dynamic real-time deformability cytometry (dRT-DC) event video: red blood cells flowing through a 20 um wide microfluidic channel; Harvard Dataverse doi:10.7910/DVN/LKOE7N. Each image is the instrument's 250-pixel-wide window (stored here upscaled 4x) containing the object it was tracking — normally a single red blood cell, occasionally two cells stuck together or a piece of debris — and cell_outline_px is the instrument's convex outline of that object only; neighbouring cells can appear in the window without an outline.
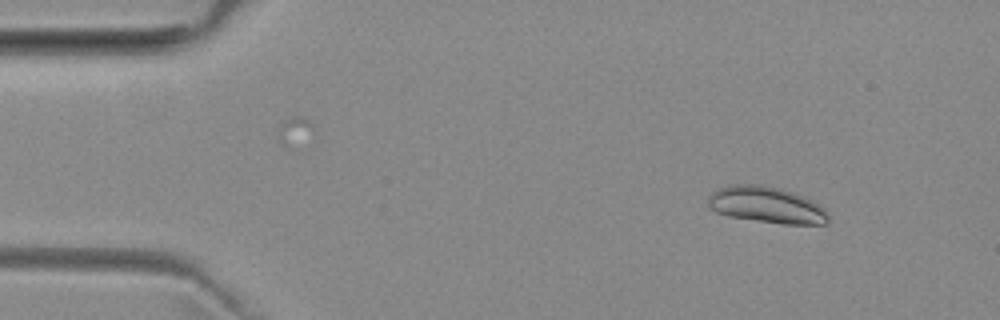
{"species": "common noctule bat (a hibernating species)", "species_latin": "Nyctalus noctula", "temperature_condition": "room temperature", "stored_images_in_passage": 49, "camera_frame_rate_fps": 3000, "um_per_image_px": 0.085, "animal": {"sex": "female", "body_mass_g": 29.2, "forearm_length_mm": 56.3}, "frame": {"image": 1, "passage_image": 4, "time_ms": 1.0, "image_size_px": [1000, 320], "cell_outline_px": [[824, 216], [816, 224], [796, 224], [764, 220], [736, 216], [720, 212], [724, 192], [740, 188], [748, 188], [776, 192], [800, 200], [816, 208]], "centroid_in_image_um": [65.34, 17.58], "position_along_channel_um": 19.7, "area_um2": 18.32}}
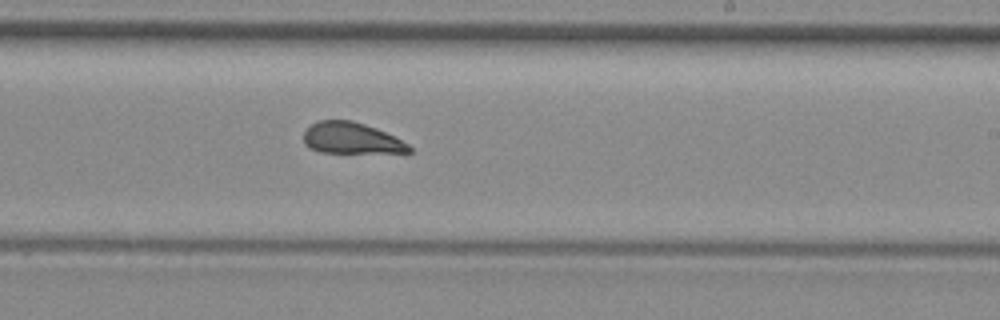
{"frame": {"image": 2, "passage_image": 28, "time_ms": 9.0, "image_size_px": [1000, 320], "cell_outline_px": [[412, 152], [328, 152], [312, 148], [304, 140], [304, 136], [308, 128], [324, 120], [344, 120], [360, 124], [372, 128], [392, 136], [400, 140], [412, 148]], "centroid_in_image_um": [29.88, 11.77], "position_along_channel_um": 259.1, "area_um2": 17.86}}
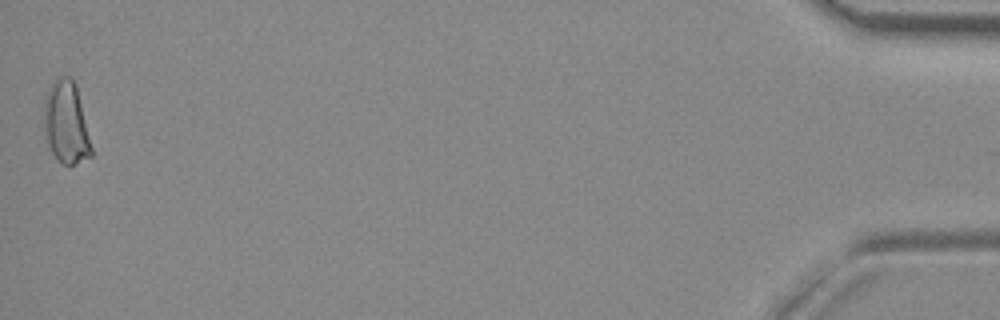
{"frame": {"image": 3, "passage_image": 49, "time_ms": 16.0, "image_size_px": [1000, 320], "cell_outline_px": [[92, 152], [88, 156], [72, 164], [64, 164], [56, 156], [52, 148], [48, 132], [48, 112], [52, 96], [56, 88], [72, 80], [76, 92]], "centroid_in_image_um": [5.74, 10.7], "position_along_channel_um": 429.5, "area_um2": 18.15}, "authors_computed_cell_mechanics": {"area_um2": 17.9758, "velocity_mm_per_s": 3.9518, "shape_relaxation_time_tau1_ms": null, "shape_relaxation_time_tau2_ms": 2.8495, "deformation_change_tau1": null, "deformation_change_tau2": 0.0787}}